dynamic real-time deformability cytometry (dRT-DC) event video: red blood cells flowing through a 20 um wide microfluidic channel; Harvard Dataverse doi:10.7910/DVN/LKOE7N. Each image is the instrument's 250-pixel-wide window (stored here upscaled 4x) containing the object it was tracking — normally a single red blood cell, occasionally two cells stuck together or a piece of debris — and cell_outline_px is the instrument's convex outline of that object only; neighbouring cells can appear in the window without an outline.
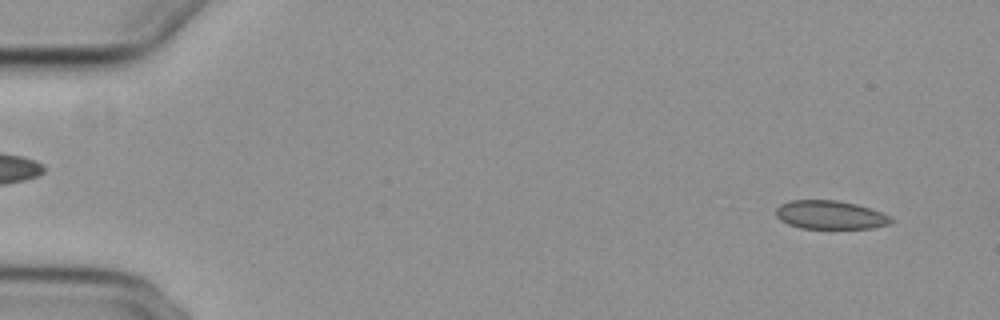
{"species": "common noctule bat (a hibernating species)", "species_latin": "Nyctalus noctula", "temperature_condition": "cold", "stored_images_in_passage": 19, "camera_frame_rate_fps": 3000, "um_per_image_px": 0.085, "animal": {"sex": "female", "body_mass_g": 29.2, "forearm_length_mm": 56.3}, "frame": {"image": 1, "passage_image": 4, "time_ms": 1.0, "image_size_px": [1000, 320], "cell_outline_px": [[896, 220], [892, 224], [872, 228], [800, 228], [788, 224], [780, 220], [776, 216], [776, 208], [780, 204], [788, 200], [836, 200], [856, 204], [892, 216]], "centroid_in_image_um": [70.59, 18.27], "position_along_channel_um": 14.4, "area_um2": 19.31}}
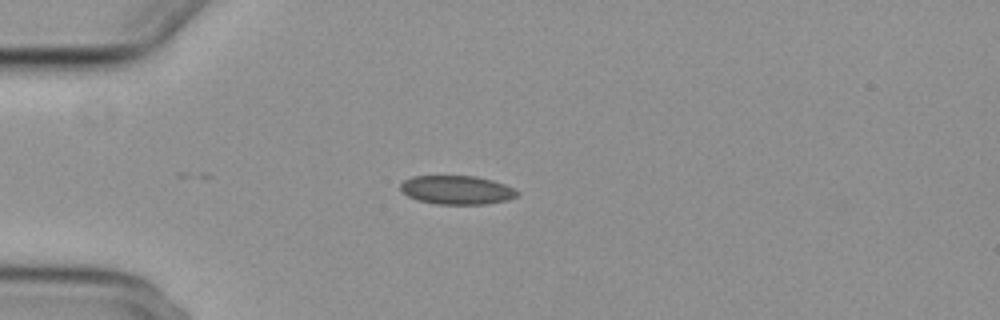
{"frame": {"image": 2, "passage_image": 15, "time_ms": 4.667, "image_size_px": [1000, 320], "cell_outline_px": [[520, 192], [516, 196], [508, 200], [488, 204], [436, 204], [416, 200], [400, 192], [400, 184], [404, 180], [412, 176], [476, 176], [492, 180], [504, 184]], "centroid_in_image_um": [38.8, 16.15], "position_along_channel_um": 46.2, "area_um2": 19.71}}